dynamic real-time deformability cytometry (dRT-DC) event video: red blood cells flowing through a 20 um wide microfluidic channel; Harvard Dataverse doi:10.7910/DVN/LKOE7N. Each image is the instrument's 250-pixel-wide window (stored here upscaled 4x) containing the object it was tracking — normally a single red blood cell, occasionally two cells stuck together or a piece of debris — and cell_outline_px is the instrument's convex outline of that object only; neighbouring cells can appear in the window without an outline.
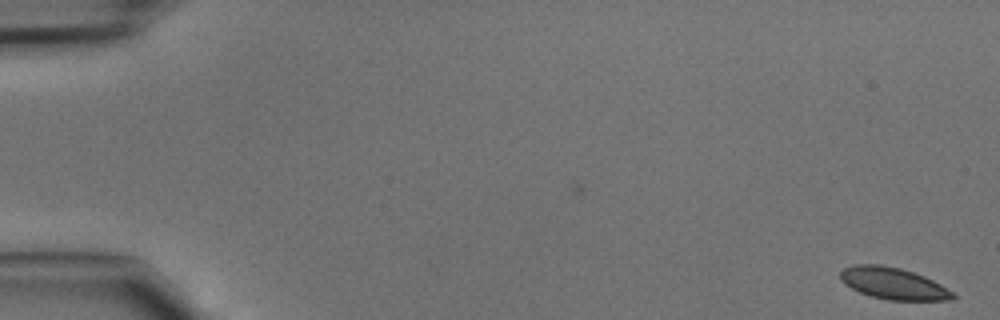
{"species": "common noctule bat (a hibernating species)", "species_latin": "Nyctalus noctula", "temperature_condition": "cold", "stored_images_in_passage": 41, "camera_frame_rate_fps": 3000, "um_per_image_px": 0.085, "animal": {"sex": "male", "body_mass_g": 15.6}, "frame": {"image": 1, "passage_image": 1, "time_ms": 0.0, "image_size_px": [1000, 320], "cell_outline_px": [[956, 296], [952, 300], [888, 300], [872, 296], [860, 292], [844, 284], [840, 280], [840, 272], [844, 268], [856, 264], [880, 264], [900, 268], [924, 276], [940, 284], [952, 292]], "centroid_in_image_um": [75.91, 24.09], "position_along_channel_um": 9.1, "area_um2": 20.63}}
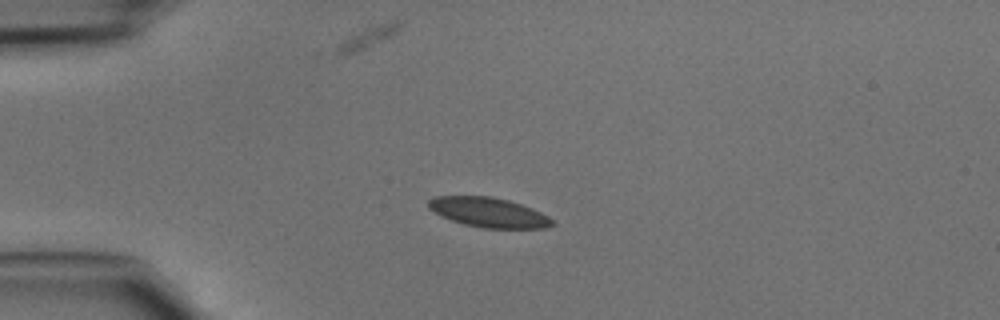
{"frame": {"image": 2, "passage_image": 12, "time_ms": 3.667, "image_size_px": [1000, 320], "cell_outline_px": [[556, 224], [548, 228], [484, 228], [464, 224], [440, 216], [428, 208], [428, 200], [436, 196], [492, 196], [508, 200], [532, 208], [556, 220]], "centroid_in_image_um": [41.56, 18.06], "position_along_channel_um": 43.4, "area_um2": 21.56}}
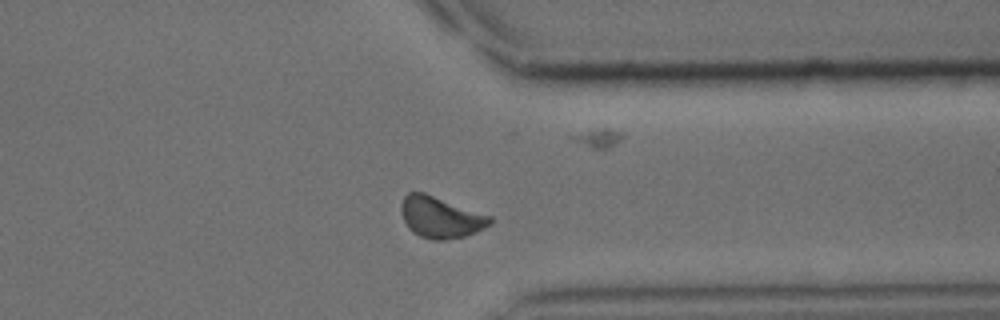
{"frame": {"image": 3, "passage_image": 37, "time_ms": 12.0, "image_size_px": [1000, 320], "cell_outline_px": [[492, 224], [484, 228], [464, 236], [444, 240], [432, 240], [420, 236], [412, 232], [408, 228], [400, 212], [400, 204], [404, 196], [408, 192], [424, 192], [492, 216]], "centroid_in_image_um": [37.42, 18.46], "position_along_channel_um": 374.0, "area_um2": 21.5}}